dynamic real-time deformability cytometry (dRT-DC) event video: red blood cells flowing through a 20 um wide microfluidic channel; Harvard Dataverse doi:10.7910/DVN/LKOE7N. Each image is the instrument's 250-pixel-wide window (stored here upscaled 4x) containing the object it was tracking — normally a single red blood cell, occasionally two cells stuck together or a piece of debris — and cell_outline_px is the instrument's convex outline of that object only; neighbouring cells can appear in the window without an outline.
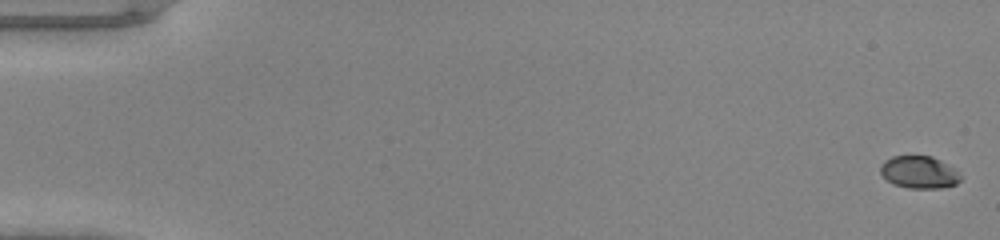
{"species": "common noctule bat (a hibernating species)", "species_latin": "Nyctalus noctula", "temperature_condition": "warm", "stored_images_in_passage": 49, "camera_frame_rate_fps": 3000, "um_per_image_px": 0.085, "animal": {"sex": "male", "body_mass_g": 20.0, "forearm_length_mm": 53.3}, "frame": {"image": 1, "passage_image": 1, "time_ms": 0.0, "image_size_px": [1000, 240], "cell_outline_px": [[960, 180], [956, 184], [940, 188], [908, 188], [892, 184], [880, 172], [880, 164], [884, 160], [892, 156], [932, 156], [940, 160], [952, 168], [960, 176]], "centroid_in_image_um": [78.08, 14.64], "position_along_channel_um": 6.9, "area_um2": 14.97}}
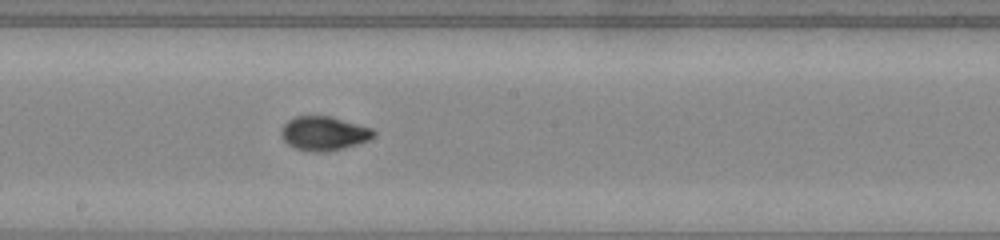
{"frame": {"image": 2, "passage_image": 28, "time_ms": 9.0, "image_size_px": [1000, 240], "cell_outline_px": [[376, 136], [368, 140], [344, 148], [328, 152], [312, 152], [296, 148], [288, 144], [280, 136], [280, 128], [288, 120], [296, 116], [332, 116], [372, 128], [376, 132]], "centroid_in_image_um": [27.53, 11.34], "position_along_channel_um": 220.7, "area_um2": 18.55}}
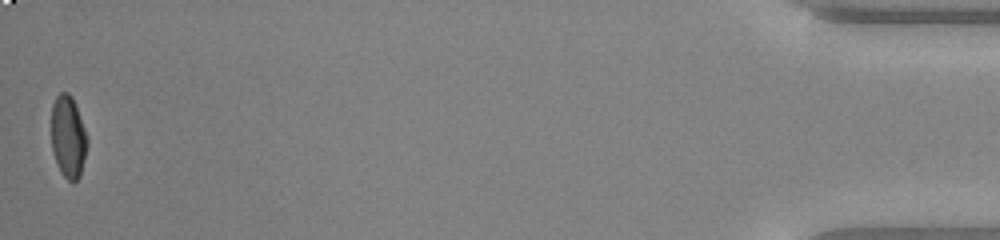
{"frame": {"image": 3, "passage_image": 49, "time_ms": 16.0, "image_size_px": [1000, 240], "cell_outline_px": [[88, 144], [80, 176], [76, 180], [68, 180], [60, 172], [52, 152], [52, 104], [56, 96], [60, 92], [68, 92], [72, 96], [88, 136]], "centroid_in_image_um": [5.8, 11.61], "position_along_channel_um": 429.4, "area_um2": 17.28}}